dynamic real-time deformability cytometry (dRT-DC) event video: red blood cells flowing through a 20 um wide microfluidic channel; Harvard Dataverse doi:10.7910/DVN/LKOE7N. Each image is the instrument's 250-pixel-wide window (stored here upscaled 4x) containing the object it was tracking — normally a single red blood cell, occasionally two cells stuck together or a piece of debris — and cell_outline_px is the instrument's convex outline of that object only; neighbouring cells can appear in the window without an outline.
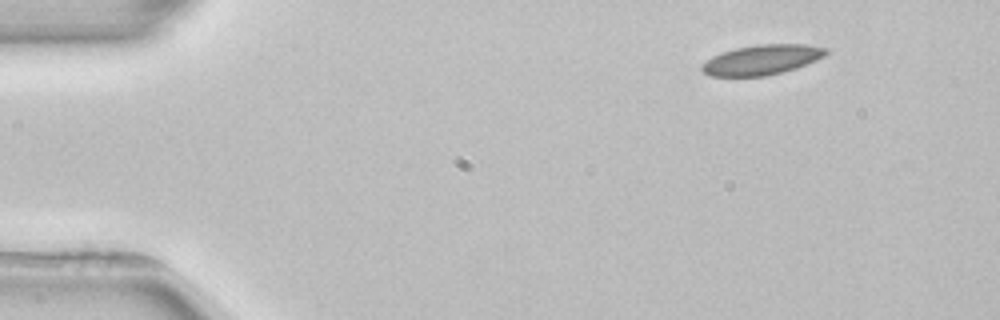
{"species": "common noctule bat (a hibernating species)", "species_latin": "Nyctalus noctula", "temperature_condition": "room temperature", "stored_images_in_passage": 2, "camera_frame_rate_fps": 3000, "um_per_image_px": 0.085, "animal": {"sex": "female", "body_mass_g": 22.7, "forearm_length_mm": 54.2}, "frame": {"image": 1, "passage_image": 1, "time_ms": 0.0, "image_size_px": [1000, 320], "cell_outline_px": [[828, 52], [824, 56], [816, 60], [796, 68], [764, 76], [708, 76], [700, 68], [700, 64], [712, 56], [736, 48], [756, 44], [804, 44], [828, 48]], "centroid_in_image_um": [64.74, 5.07], "position_along_channel_um": 20.3, "area_um2": 21.62}}